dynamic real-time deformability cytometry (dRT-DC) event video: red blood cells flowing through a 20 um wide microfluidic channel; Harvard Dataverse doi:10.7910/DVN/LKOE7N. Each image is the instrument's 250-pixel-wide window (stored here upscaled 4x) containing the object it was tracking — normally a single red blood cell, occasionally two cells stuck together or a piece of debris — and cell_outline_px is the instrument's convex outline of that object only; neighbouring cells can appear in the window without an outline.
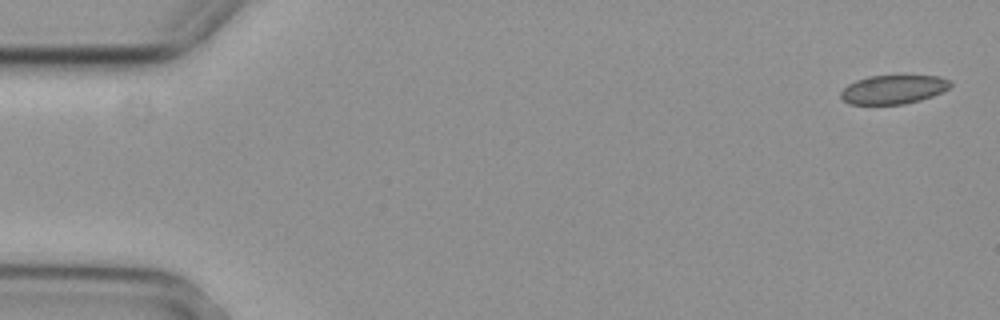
{"species": "common noctule bat (a hibernating species)", "species_latin": "Nyctalus noctula", "temperature_condition": "cold", "stored_images_in_passage": 4, "camera_frame_rate_fps": 3000, "um_per_image_px": 0.085, "animal": {"sex": "female", "body_mass_g": 29.2, "forearm_length_mm": 56.3}, "frame": {"image": 1, "passage_image": 1, "time_ms": 0.0, "image_size_px": [1000, 320], "cell_outline_px": [[952, 84], [948, 88], [932, 96], [920, 100], [904, 104], [848, 104], [840, 96], [840, 92], [848, 84], [856, 80], [868, 76], [940, 76], [948, 80]], "centroid_in_image_um": [75.9, 7.6], "position_along_channel_um": 9.1, "area_um2": 18.26}}
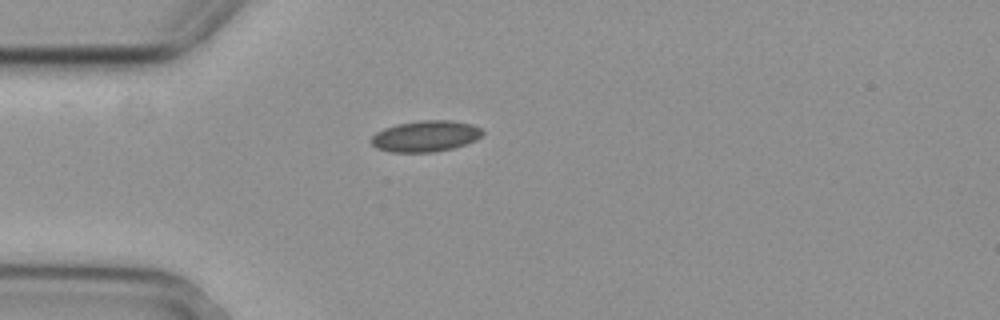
{"frame": {"image": 2, "passage_image": 4, "time_ms": 1.0, "image_size_px": [1000, 320], "cell_outline_px": [[484, 132], [476, 140], [452, 148], [432, 152], [392, 152], [376, 148], [368, 140], [376, 132], [384, 128], [396, 124], [420, 120], [452, 120], [472, 124], [480, 128]], "centroid_in_image_um": [36.14, 11.56], "position_along_channel_um": 48.9, "area_um2": 20.23}}